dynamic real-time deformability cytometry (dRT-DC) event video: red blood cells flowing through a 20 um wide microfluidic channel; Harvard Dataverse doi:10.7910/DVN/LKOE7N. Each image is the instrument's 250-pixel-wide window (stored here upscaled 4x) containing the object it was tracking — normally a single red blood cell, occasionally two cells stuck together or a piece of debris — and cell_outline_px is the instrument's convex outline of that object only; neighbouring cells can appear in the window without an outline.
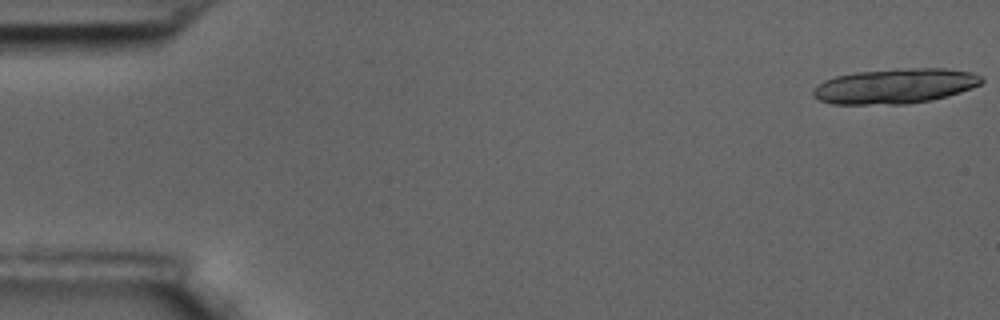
{"species": "common noctule bat (a hibernating species)", "species_latin": "Nyctalus noctula", "temperature_condition": "room temperature", "stored_images_in_passage": 19, "camera_frame_rate_fps": 3000, "um_per_image_px": 0.085, "animal": {"sex": "male", "body_mass_g": 17.5, "forearm_length_mm": 52.3}, "frame": {"image": 1, "passage_image": 1, "time_ms": 0.0, "image_size_px": [1000, 320], "cell_outline_px": [[984, 80], [980, 84], [972, 88], [948, 96], [932, 100], [904, 104], [832, 104], [820, 100], [812, 96], [812, 92], [824, 80], [836, 76], [856, 72], [896, 68], [944, 68], [972, 72], [984, 76]], "centroid_in_image_um": [76.12, 7.31], "position_along_channel_um": 8.9, "area_um2": 34.56}}